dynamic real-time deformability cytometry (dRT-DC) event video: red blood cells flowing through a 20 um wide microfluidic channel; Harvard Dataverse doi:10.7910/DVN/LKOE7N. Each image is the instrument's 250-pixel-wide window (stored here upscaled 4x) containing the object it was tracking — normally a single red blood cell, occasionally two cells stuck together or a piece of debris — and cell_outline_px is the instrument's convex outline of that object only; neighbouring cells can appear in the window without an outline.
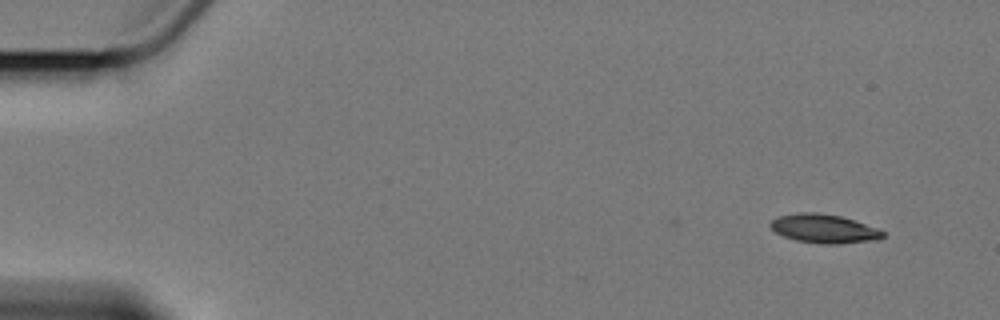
{"species": "Egyptian fruit bat (a non-hibernating species)", "species_latin": "Rousettus aegyptiacus", "temperature_condition": "cold", "stored_images_in_passage": 5, "camera_frame_rate_fps": 3000, "um_per_image_px": 0.085, "animal": {"sex": "female"}, "frame": {"image": 1, "passage_image": 1, "time_ms": 0.0, "image_size_px": [1000, 320], "cell_outline_px": [[884, 236], [880, 240], [836, 244], [824, 244], [796, 240], [784, 236], [776, 232], [768, 224], [772, 220], [780, 216], [800, 212], [816, 212], [840, 216], [876, 228], [884, 232]], "centroid_in_image_um": [70.04, 19.44], "position_along_channel_um": 15.0, "area_um2": 18.67}}
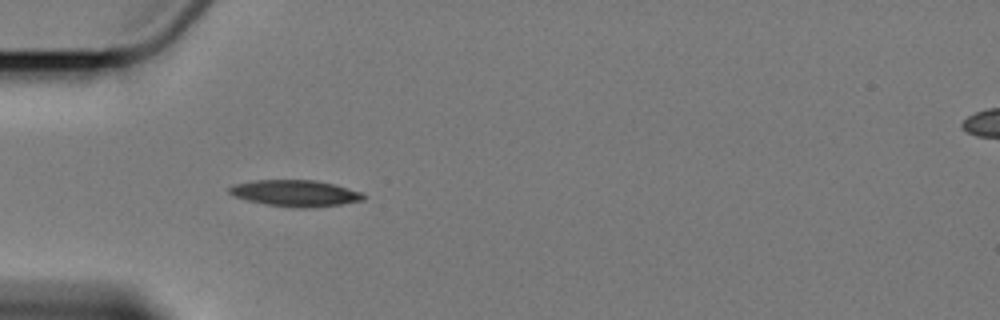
{"frame": {"image": 2, "passage_image": 4, "time_ms": 4.667, "image_size_px": [1000, 320], "cell_outline_px": [[364, 200], [340, 204], [308, 208], [304, 208], [264, 204], [248, 200], [236, 196], [228, 192], [228, 188], [232, 184], [256, 180], [316, 180], [348, 188], [360, 192], [364, 196]], "centroid_in_image_um": [25.07, 16.41], "position_along_channel_um": 59.9, "area_um2": 20.35}}